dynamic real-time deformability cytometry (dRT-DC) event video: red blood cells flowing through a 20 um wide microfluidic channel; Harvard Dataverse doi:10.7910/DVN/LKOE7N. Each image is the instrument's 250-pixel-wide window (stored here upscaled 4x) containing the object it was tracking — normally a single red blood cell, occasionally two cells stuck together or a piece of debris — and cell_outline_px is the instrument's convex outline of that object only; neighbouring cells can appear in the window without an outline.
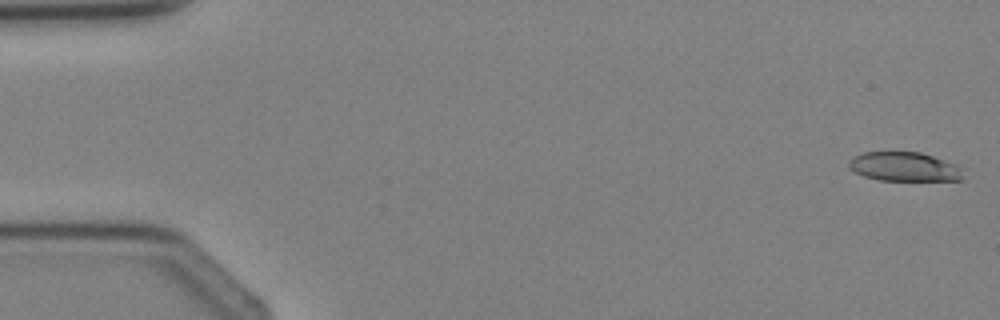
{"species": "Egyptian fruit bat (a non-hibernating species)", "species_latin": "Rousettus aegyptiacus", "temperature_condition": "cold", "stored_images_in_passage": 4, "camera_frame_rate_fps": 3000, "um_per_image_px": 0.085, "animal": {"sex": "female"}, "frame": {"image": 1, "passage_image": 1, "time_ms": 0.0, "image_size_px": [1000, 320], "cell_outline_px": [[964, 180], [880, 180], [864, 176], [856, 172], [848, 164], [848, 160], [864, 152], [920, 152], [956, 164], [960, 168]], "centroid_in_image_um": [76.88, 14.17], "position_along_channel_um": 8.1, "area_um2": 19.13}}
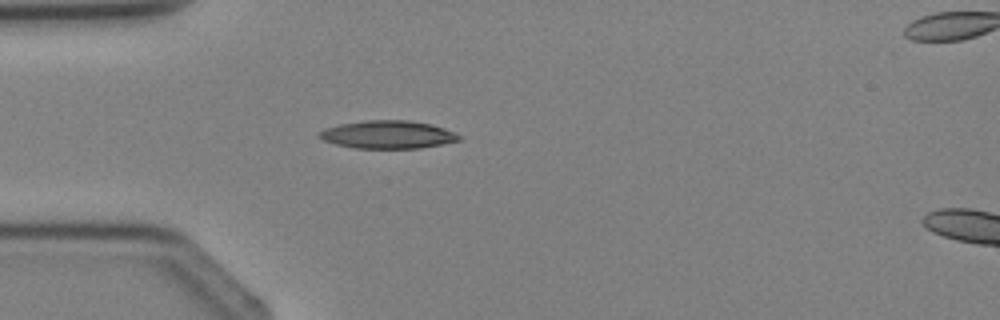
{"frame": {"image": 2, "passage_image": 3, "time_ms": 3.333, "image_size_px": [1000, 320], "cell_outline_px": [[464, 136], [460, 140], [420, 148], [356, 148], [336, 144], [324, 140], [316, 136], [316, 132], [324, 128], [340, 124], [364, 120], [408, 120], [432, 124], [456, 132]], "centroid_in_image_um": [32.96, 11.43], "position_along_channel_um": 52.0, "area_um2": 22.95}}